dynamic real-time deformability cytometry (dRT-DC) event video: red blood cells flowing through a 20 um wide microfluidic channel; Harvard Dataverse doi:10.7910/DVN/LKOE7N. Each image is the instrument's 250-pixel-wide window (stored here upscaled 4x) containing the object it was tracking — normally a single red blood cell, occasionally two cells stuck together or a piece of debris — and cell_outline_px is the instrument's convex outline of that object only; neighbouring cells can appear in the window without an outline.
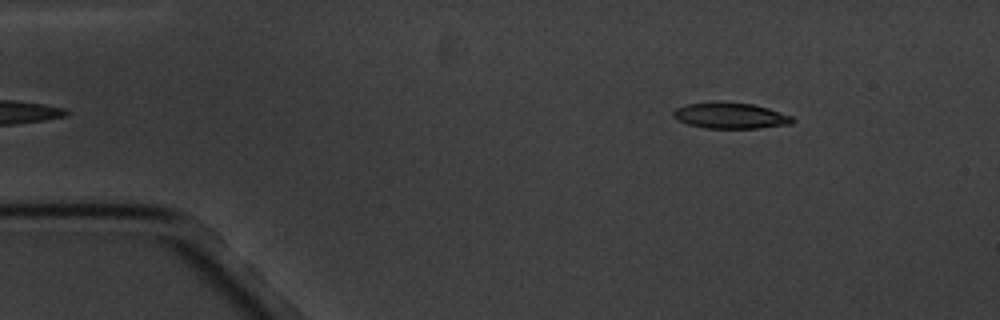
{"species": "common noctule bat (a hibernating species)", "species_latin": "Nyctalus noctula", "temperature_condition": "cold", "stored_images_in_passage": 5, "camera_frame_rate_fps": 3000, "um_per_image_px": 0.085, "animal": {"sex": "male", "body_mass_g": 20.1, "forearm_length_mm": 53.5}, "frame": {"image": 1, "passage_image": 5, "time_ms": 5.333, "image_size_px": [1000, 320], "cell_outline_px": [[796, 120], [792, 124], [760, 128], [704, 128], [688, 124], [676, 120], [672, 116], [672, 112], [676, 108], [684, 104], [752, 104], [768, 108], [792, 116]], "centroid_in_image_um": [62.1, 9.87], "position_along_channel_um": 22.9, "area_um2": 17.51}}